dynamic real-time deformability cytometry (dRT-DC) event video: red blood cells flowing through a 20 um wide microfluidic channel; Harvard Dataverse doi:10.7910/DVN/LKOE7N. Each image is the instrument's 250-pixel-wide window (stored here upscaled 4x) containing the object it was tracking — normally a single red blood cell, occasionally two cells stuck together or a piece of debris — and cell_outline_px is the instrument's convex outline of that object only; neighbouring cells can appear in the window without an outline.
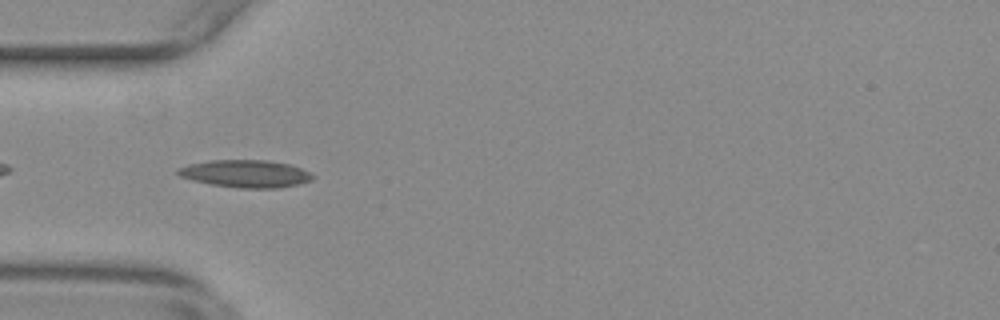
{"species": "common noctule bat (a hibernating species)", "species_latin": "Nyctalus noctula", "temperature_condition": "warm", "stored_images_in_passage": 38, "camera_frame_rate_fps": 3000, "um_per_image_px": 0.085, "animal": {"sex": "female", "body_mass_g": 29.2, "forearm_length_mm": 56.3}, "frame": {"image": 1, "passage_image": 2, "time_ms": 0.333, "image_size_px": [1000, 320], "cell_outline_px": [[316, 176], [312, 180], [280, 188], [236, 188], [212, 184], [192, 180], [180, 176], [176, 172], [176, 168], [188, 164], [212, 160], [268, 160], [288, 164], [300, 168]], "centroid_in_image_um": [20.85, 14.76], "position_along_channel_um": 64.1, "area_um2": 21.56}}
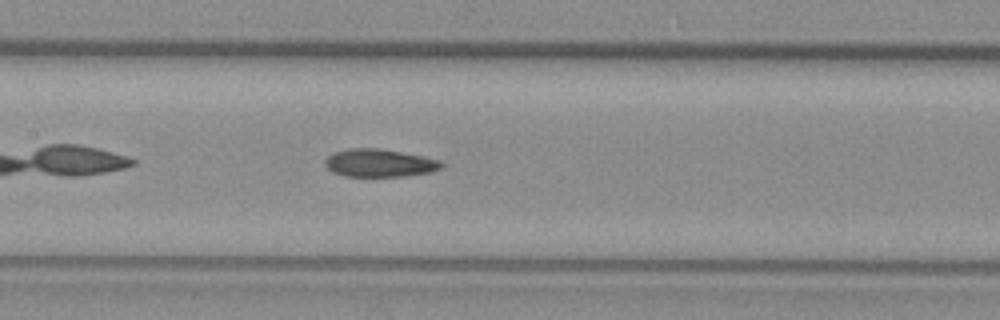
{"frame": {"image": 2, "passage_image": 11, "time_ms": 3.333, "image_size_px": [1000, 320], "cell_outline_px": [[444, 164], [440, 168], [432, 172], [404, 176], [344, 176], [332, 172], [324, 164], [324, 160], [332, 152], [348, 148], [380, 148], [424, 156], [440, 160]], "centroid_in_image_um": [32.23, 13.84], "position_along_channel_um": 175.2, "area_um2": 19.07}}
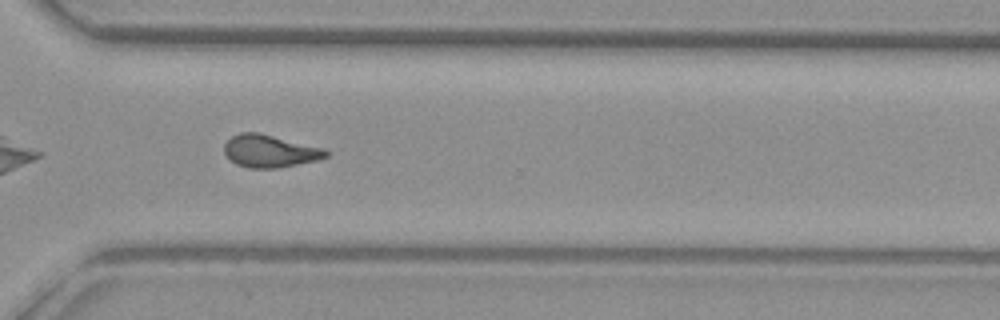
{"frame": {"image": 3, "passage_image": 25, "time_ms": 8.0, "image_size_px": [1000, 320], "cell_outline_px": [[328, 156], [320, 160], [276, 168], [248, 168], [236, 164], [224, 152], [224, 144], [232, 136], [240, 132], [260, 132], [324, 148], [328, 152]], "centroid_in_image_um": [22.95, 12.83], "position_along_channel_um": 347.6, "area_um2": 19.36}, "authors_computed_cell_mechanics": {"area_um2": 19.3919, "velocity_mm_per_s": 3.715, "shape_relaxation_time_tau1_ms": null, "shape_relaxation_time_tau2_ms": 3.6594, "deformation_change_tau1": null, "deformation_change_tau2": 0.1204}}